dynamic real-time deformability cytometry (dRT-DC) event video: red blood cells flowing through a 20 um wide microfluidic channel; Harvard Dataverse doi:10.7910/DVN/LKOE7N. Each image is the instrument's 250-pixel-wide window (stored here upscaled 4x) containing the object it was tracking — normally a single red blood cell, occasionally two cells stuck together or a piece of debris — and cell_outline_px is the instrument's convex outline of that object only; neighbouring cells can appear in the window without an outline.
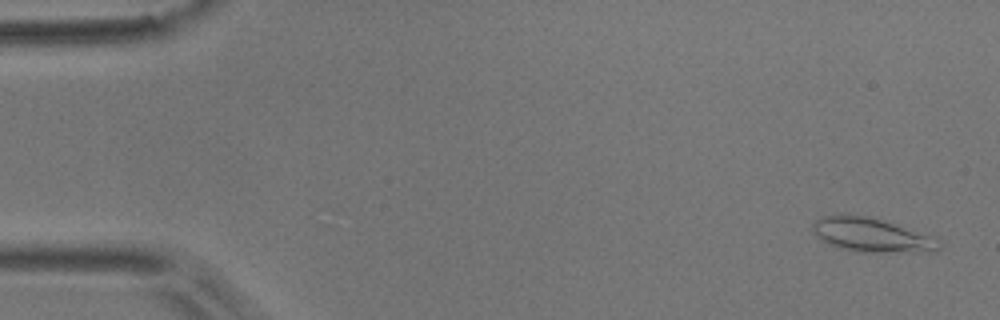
{"species": "common noctule bat (a hibernating species)", "species_latin": "Nyctalus noctula", "temperature_condition": "room temperature", "stored_images_in_passage": 5, "camera_frame_rate_fps": 3000, "um_per_image_px": 0.085, "animal": {"sex": "male", "body_mass_g": 17.9}, "frame": {"image": 1, "passage_image": 1, "time_ms": 0.0, "image_size_px": [1000, 320], "cell_outline_px": [[944, 244], [936, 252], [856, 252], [840, 248], [816, 236], [812, 228], [812, 224], [820, 216], [848, 212], [872, 216], [900, 224], [940, 240]], "centroid_in_image_um": [74.12, 19.94], "position_along_channel_um": 10.9, "area_um2": 25.89}}